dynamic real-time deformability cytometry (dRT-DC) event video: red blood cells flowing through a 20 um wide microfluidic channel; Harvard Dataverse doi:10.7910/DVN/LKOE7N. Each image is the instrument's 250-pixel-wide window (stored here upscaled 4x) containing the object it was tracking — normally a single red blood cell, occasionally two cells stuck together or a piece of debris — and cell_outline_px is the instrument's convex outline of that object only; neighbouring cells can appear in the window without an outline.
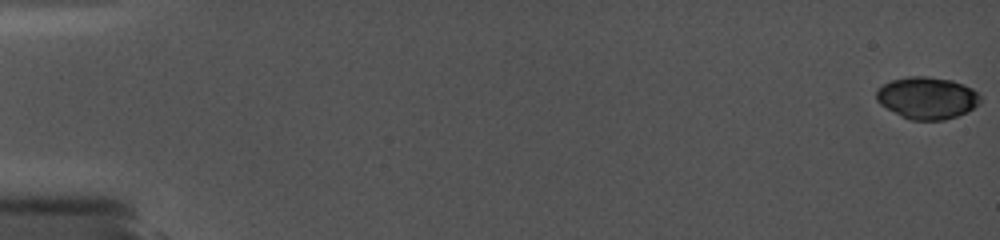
{"species": "common noctule bat (a hibernating species)", "species_latin": "Nyctalus noctula", "temperature_condition": "cold", "stored_images_in_passage": 17, "camera_frame_rate_fps": 5000, "um_per_image_px": 0.085, "animal": {"sex": "female", "body_mass_g": 19.0, "forearm_length_mm": 56.7}, "frame": {"image": 1, "passage_image": 1, "time_ms": 0.0, "image_size_px": [1000, 240], "cell_outline_px": [[980, 104], [968, 112], [944, 120], [912, 120], [900, 116], [880, 104], [876, 100], [876, 88], [892, 80], [908, 76], [928, 76], [952, 80], [972, 88], [980, 96]], "centroid_in_image_um": [78.8, 8.32], "position_along_channel_um": 6.2, "area_um2": 25.61}}
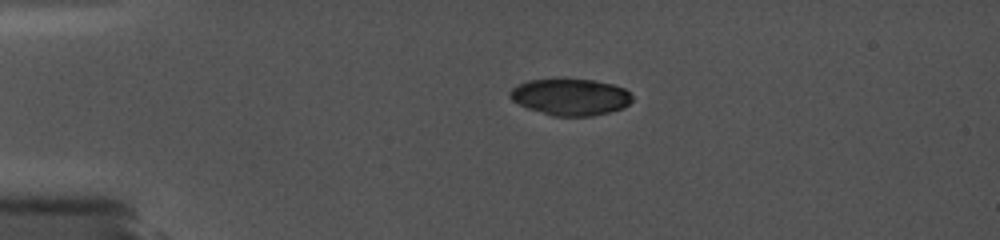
{"frame": {"image": 2, "passage_image": 12, "time_ms": 4.2, "image_size_px": [1000, 240], "cell_outline_px": [[632, 100], [624, 108], [592, 116], [552, 116], [528, 108], [512, 100], [508, 96], [508, 92], [512, 88], [528, 80], [592, 80], [612, 84], [624, 88], [632, 96]], "centroid_in_image_um": [48.48, 8.26], "position_along_channel_um": 36.5, "area_um2": 25.78}}